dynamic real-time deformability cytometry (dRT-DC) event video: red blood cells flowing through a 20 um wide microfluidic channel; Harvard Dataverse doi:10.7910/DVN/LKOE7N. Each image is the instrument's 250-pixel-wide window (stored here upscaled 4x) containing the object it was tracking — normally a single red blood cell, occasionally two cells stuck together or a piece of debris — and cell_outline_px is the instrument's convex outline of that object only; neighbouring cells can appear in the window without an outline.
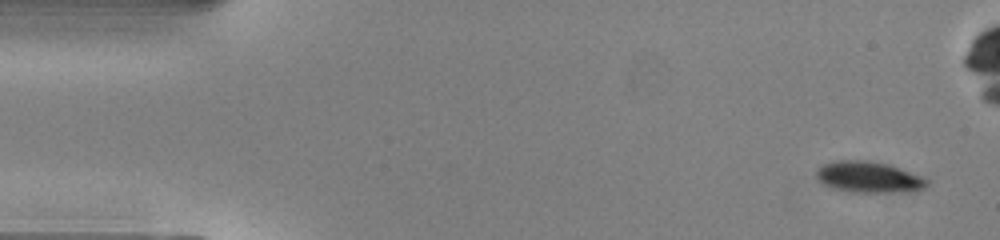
{"species": "common noctule bat (a hibernating species)", "species_latin": "Nyctalus noctula", "temperature_condition": "warm", "stored_images_in_passage": 49, "camera_frame_rate_fps": 3000, "um_per_image_px": 0.085, "animal": {"sex": "male", "body_mass_g": 13.0, "forearm_length_mm": 53.1}, "frame": {"image": 1, "passage_image": 1, "time_ms": 0.0, "image_size_px": [1000, 240], "cell_outline_px": [[928, 184], [924, 188], [884, 192], [852, 192], [832, 188], [820, 184], [816, 176], [816, 168], [824, 164], [836, 160], [868, 160], [888, 164], [920, 176], [928, 180]], "centroid_in_image_um": [73.73, 15.04], "position_along_channel_um": 11.3, "area_um2": 19.83}}
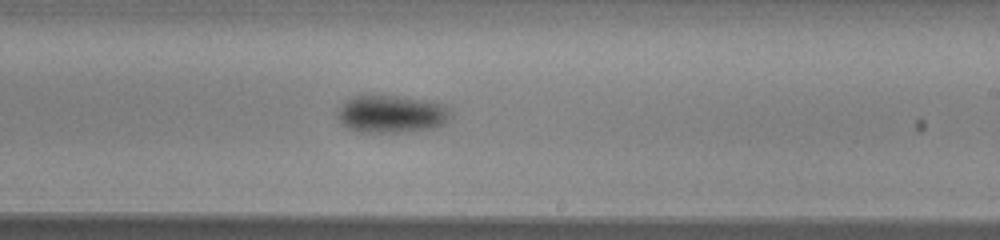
{"frame": {"image": 2, "passage_image": 28, "time_ms": 9.0, "image_size_px": [1000, 240], "cell_outline_px": [[452, 116], [444, 124], [432, 128], [404, 132], [360, 132], [348, 128], [336, 116], [336, 108], [352, 96], [396, 96], [432, 100], [444, 104], [448, 108]], "centroid_in_image_um": [33.28, 9.68], "position_along_channel_um": 255.7, "area_um2": 25.03}}
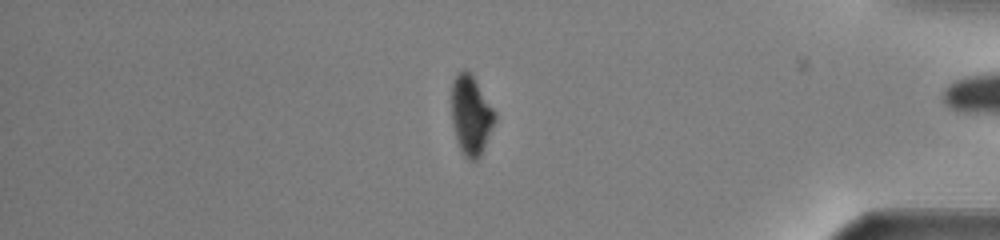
{"frame": {"image": 3, "passage_image": 41, "time_ms": 13.333, "image_size_px": [1000, 240], "cell_outline_px": [[496, 120], [484, 148], [480, 156], [476, 160], [468, 160], [464, 156], [456, 140], [452, 120], [452, 80], [464, 68], [472, 76], [496, 112]], "centroid_in_image_um": [40.04, 9.82], "position_along_channel_um": 395.2, "area_um2": 19.83}, "authors_computed_cell_mechanics": {"area_um2": 22.7732, "velocity_mm_per_s": 4.0412, "shape_relaxation_time_tau1_ms": 1.9206, "shape_relaxation_time_tau2_ms": null, "deformation_change_tau1": 0.0905, "deformation_change_tau2": null}}